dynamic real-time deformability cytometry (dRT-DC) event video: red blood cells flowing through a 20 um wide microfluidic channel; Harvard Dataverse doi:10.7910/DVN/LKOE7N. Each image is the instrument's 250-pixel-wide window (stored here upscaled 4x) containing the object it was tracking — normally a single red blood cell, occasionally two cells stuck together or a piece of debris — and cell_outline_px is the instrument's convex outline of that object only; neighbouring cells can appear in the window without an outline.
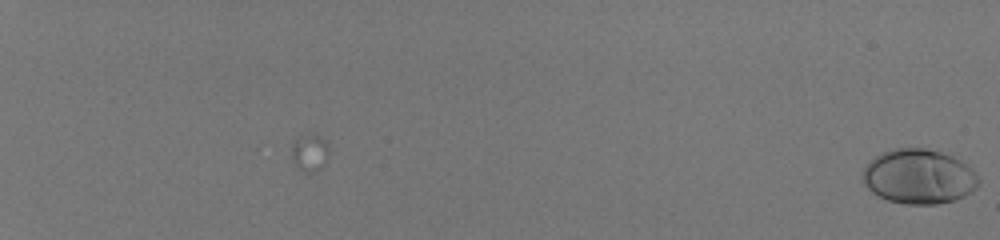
{"species": "human", "species_latin": "Homo sapiens", "temperature_condition": "room temperature", "stored_images_in_passage": 16, "camera_frame_rate_fps": 3000, "um_per_image_px": 0.085, "donor": {"sex": "male"}, "frame": {"image": 1, "passage_image": 16, "time_ms": 5.0, "image_size_px": [1000, 240], "cell_outline_px": [[980, 184], [972, 192], [956, 200], [936, 204], [904, 204], [888, 200], [872, 192], [864, 184], [864, 168], [880, 152], [896, 148], [924, 148], [940, 152], [952, 156], [960, 160], [972, 168], [980, 180]], "centroid_in_image_um": [78.14, 15.01], "position_along_channel_um": 6.9, "area_um2": 36.88}}